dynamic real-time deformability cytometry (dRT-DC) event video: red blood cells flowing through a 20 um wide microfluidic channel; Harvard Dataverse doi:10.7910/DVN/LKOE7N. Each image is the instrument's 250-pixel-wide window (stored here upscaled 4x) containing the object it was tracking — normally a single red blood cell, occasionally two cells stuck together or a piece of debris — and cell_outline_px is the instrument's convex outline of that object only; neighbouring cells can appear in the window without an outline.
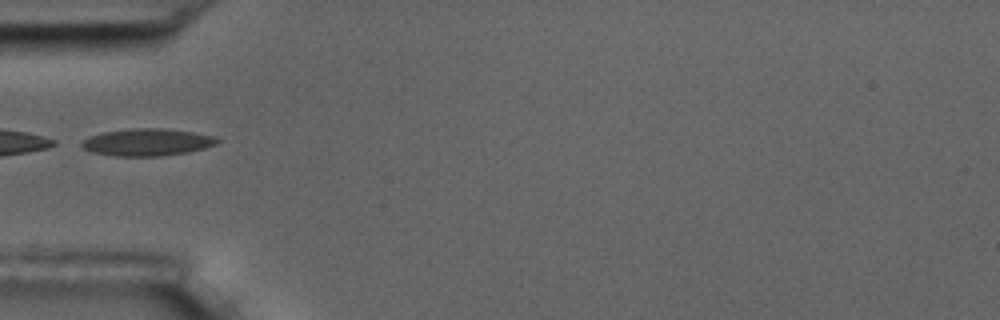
{"species": "common noctule bat (a hibernating species)", "species_latin": "Nyctalus noctula", "temperature_condition": "room temperature", "stored_images_in_passage": 1, "camera_frame_rate_fps": 3000, "um_per_image_px": 0.085, "animal": {"sex": "male", "body_mass_g": 17.5, "forearm_length_mm": 52.3}, "frame": {"image": 1, "passage_image": 1, "time_ms": 0.0, "image_size_px": [1000, 320], "cell_outline_px": [[220, 140], [216, 144], [204, 148], [188, 152], [160, 156], [116, 156], [92, 152], [84, 148], [80, 144], [88, 136], [100, 132], [132, 128], [164, 128], [192, 132], [212, 136]], "centroid_in_image_um": [12.48, 12.08], "position_along_channel_um": 72.5, "area_um2": 21.44}}